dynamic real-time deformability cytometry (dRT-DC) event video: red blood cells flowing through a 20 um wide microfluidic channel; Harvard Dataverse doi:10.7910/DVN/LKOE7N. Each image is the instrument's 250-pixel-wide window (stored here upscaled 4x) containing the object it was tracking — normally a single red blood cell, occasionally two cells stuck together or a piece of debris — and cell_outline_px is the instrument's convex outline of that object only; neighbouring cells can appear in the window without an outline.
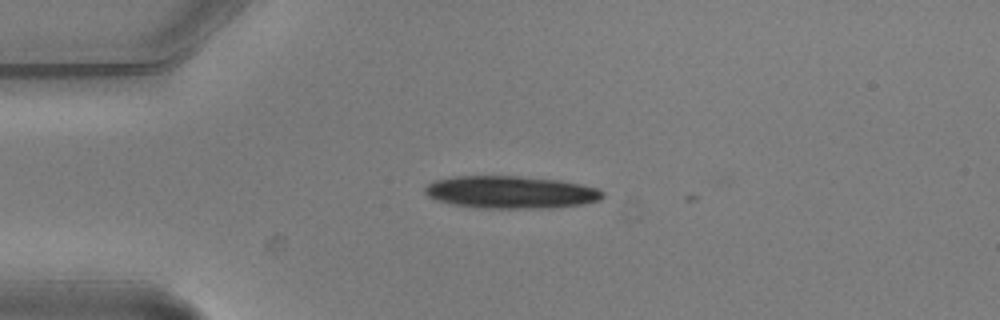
{"species": "common noctule bat (a hibernating species)", "species_latin": "Nyctalus noctula", "temperature_condition": "warm", "stored_images_in_passage": 2, "camera_frame_rate_fps": 3000, "um_per_image_px": 0.085, "animal": {"sex": "male", "body_mass_g": 20.5, "forearm_length_mm": 52.5}, "frame": {"image": 1, "passage_image": 1, "time_ms": 0.0, "image_size_px": [1000, 320], "cell_outline_px": [[604, 196], [600, 200], [584, 204], [556, 208], [484, 208], [452, 204], [436, 200], [428, 196], [424, 192], [424, 188], [432, 180], [452, 176], [520, 176], [560, 180], [600, 188], [604, 192]], "centroid_in_image_um": [43.44, 16.33], "position_along_channel_um": 41.6, "area_um2": 34.04}}